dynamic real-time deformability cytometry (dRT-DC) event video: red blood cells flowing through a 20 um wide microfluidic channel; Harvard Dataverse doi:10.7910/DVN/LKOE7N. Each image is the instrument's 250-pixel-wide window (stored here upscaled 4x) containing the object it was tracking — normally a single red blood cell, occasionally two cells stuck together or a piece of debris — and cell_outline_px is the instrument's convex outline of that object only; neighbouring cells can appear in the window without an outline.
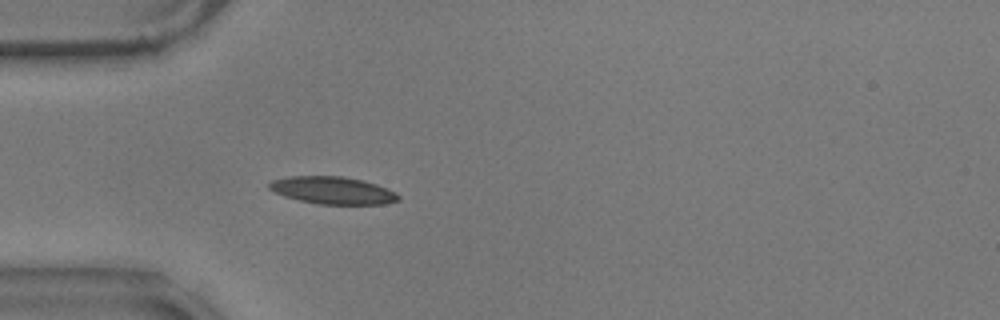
{"species": "common noctule bat (a hibernating species)", "species_latin": "Nyctalus noctula", "temperature_condition": "warm", "stored_images_in_passage": 13, "camera_frame_rate_fps": 3000, "um_per_image_px": 0.085, "animal": {"sex": "male", "body_mass_g": 17.9}, "frame": {"image": 1, "passage_image": 6, "time_ms": 1.667, "image_size_px": [1000, 320], "cell_outline_px": [[400, 200], [384, 204], [316, 204], [284, 196], [268, 188], [268, 184], [272, 180], [288, 176], [340, 176], [360, 180], [376, 184], [396, 192], [400, 196]], "centroid_in_image_um": [28.28, 16.18], "position_along_channel_um": 56.7, "area_um2": 20.52}}